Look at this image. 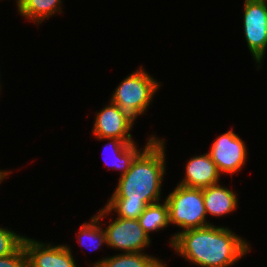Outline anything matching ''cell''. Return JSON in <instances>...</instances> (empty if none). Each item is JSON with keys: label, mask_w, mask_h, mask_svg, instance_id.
<instances>
[{"label": "cell", "mask_w": 267, "mask_h": 267, "mask_svg": "<svg viewBox=\"0 0 267 267\" xmlns=\"http://www.w3.org/2000/svg\"><path fill=\"white\" fill-rule=\"evenodd\" d=\"M62 0H22L17 6L18 13L37 25L56 13H62Z\"/></svg>", "instance_id": "14"}, {"label": "cell", "mask_w": 267, "mask_h": 267, "mask_svg": "<svg viewBox=\"0 0 267 267\" xmlns=\"http://www.w3.org/2000/svg\"><path fill=\"white\" fill-rule=\"evenodd\" d=\"M101 220V216L94 215L90 222H85L80 226L77 235L79 245L85 246L88 250H98L99 247H102L101 245H107L105 231L102 228V223H100Z\"/></svg>", "instance_id": "16"}, {"label": "cell", "mask_w": 267, "mask_h": 267, "mask_svg": "<svg viewBox=\"0 0 267 267\" xmlns=\"http://www.w3.org/2000/svg\"><path fill=\"white\" fill-rule=\"evenodd\" d=\"M11 173L12 172L7 171V170H0V184H1V181H3L5 178H7V176Z\"/></svg>", "instance_id": "20"}, {"label": "cell", "mask_w": 267, "mask_h": 267, "mask_svg": "<svg viewBox=\"0 0 267 267\" xmlns=\"http://www.w3.org/2000/svg\"><path fill=\"white\" fill-rule=\"evenodd\" d=\"M45 243L25 236L23 246L28 267H77L70 246Z\"/></svg>", "instance_id": "8"}, {"label": "cell", "mask_w": 267, "mask_h": 267, "mask_svg": "<svg viewBox=\"0 0 267 267\" xmlns=\"http://www.w3.org/2000/svg\"><path fill=\"white\" fill-rule=\"evenodd\" d=\"M0 267H27V256L22 245L15 253L0 258Z\"/></svg>", "instance_id": "19"}, {"label": "cell", "mask_w": 267, "mask_h": 267, "mask_svg": "<svg viewBox=\"0 0 267 267\" xmlns=\"http://www.w3.org/2000/svg\"><path fill=\"white\" fill-rule=\"evenodd\" d=\"M104 229L106 244L121 253L143 252L150 245L151 238L140 226L138 219L115 217Z\"/></svg>", "instance_id": "7"}, {"label": "cell", "mask_w": 267, "mask_h": 267, "mask_svg": "<svg viewBox=\"0 0 267 267\" xmlns=\"http://www.w3.org/2000/svg\"><path fill=\"white\" fill-rule=\"evenodd\" d=\"M184 168V178L179 181L181 186L203 189L220 183L221 174L208 152L190 158Z\"/></svg>", "instance_id": "10"}, {"label": "cell", "mask_w": 267, "mask_h": 267, "mask_svg": "<svg viewBox=\"0 0 267 267\" xmlns=\"http://www.w3.org/2000/svg\"><path fill=\"white\" fill-rule=\"evenodd\" d=\"M170 245L188 263L200 267H231L251 249L230 228L213 224L179 231L172 235Z\"/></svg>", "instance_id": "1"}, {"label": "cell", "mask_w": 267, "mask_h": 267, "mask_svg": "<svg viewBox=\"0 0 267 267\" xmlns=\"http://www.w3.org/2000/svg\"><path fill=\"white\" fill-rule=\"evenodd\" d=\"M163 260L145 252L119 253L94 262L92 267H163Z\"/></svg>", "instance_id": "13"}, {"label": "cell", "mask_w": 267, "mask_h": 267, "mask_svg": "<svg viewBox=\"0 0 267 267\" xmlns=\"http://www.w3.org/2000/svg\"><path fill=\"white\" fill-rule=\"evenodd\" d=\"M204 206L207 215L221 217L228 215L238 206V197L234 191L220 183L203 188Z\"/></svg>", "instance_id": "12"}, {"label": "cell", "mask_w": 267, "mask_h": 267, "mask_svg": "<svg viewBox=\"0 0 267 267\" xmlns=\"http://www.w3.org/2000/svg\"><path fill=\"white\" fill-rule=\"evenodd\" d=\"M246 143L233 129L218 136L208 151L220 174L240 172L247 161Z\"/></svg>", "instance_id": "6"}, {"label": "cell", "mask_w": 267, "mask_h": 267, "mask_svg": "<svg viewBox=\"0 0 267 267\" xmlns=\"http://www.w3.org/2000/svg\"><path fill=\"white\" fill-rule=\"evenodd\" d=\"M0 227V258L15 253L22 245L25 236Z\"/></svg>", "instance_id": "18"}, {"label": "cell", "mask_w": 267, "mask_h": 267, "mask_svg": "<svg viewBox=\"0 0 267 267\" xmlns=\"http://www.w3.org/2000/svg\"><path fill=\"white\" fill-rule=\"evenodd\" d=\"M149 136L146 145L140 149H138L136 142H125L116 138H98L99 141L110 140L103 150L106 152L111 148V155L113 156H111L112 158L109 157L110 160L105 158V164L110 166L111 169L120 170V176H123L130 169L136 156L155 138L153 134Z\"/></svg>", "instance_id": "11"}, {"label": "cell", "mask_w": 267, "mask_h": 267, "mask_svg": "<svg viewBox=\"0 0 267 267\" xmlns=\"http://www.w3.org/2000/svg\"><path fill=\"white\" fill-rule=\"evenodd\" d=\"M15 1H16V4H17L16 6H18L21 3L22 0H15Z\"/></svg>", "instance_id": "21"}, {"label": "cell", "mask_w": 267, "mask_h": 267, "mask_svg": "<svg viewBox=\"0 0 267 267\" xmlns=\"http://www.w3.org/2000/svg\"><path fill=\"white\" fill-rule=\"evenodd\" d=\"M243 11L245 41L259 69L267 50V0H245Z\"/></svg>", "instance_id": "5"}, {"label": "cell", "mask_w": 267, "mask_h": 267, "mask_svg": "<svg viewBox=\"0 0 267 267\" xmlns=\"http://www.w3.org/2000/svg\"><path fill=\"white\" fill-rule=\"evenodd\" d=\"M140 226L150 238V232L163 230L169 226V208L167 202L148 205L138 218Z\"/></svg>", "instance_id": "15"}, {"label": "cell", "mask_w": 267, "mask_h": 267, "mask_svg": "<svg viewBox=\"0 0 267 267\" xmlns=\"http://www.w3.org/2000/svg\"><path fill=\"white\" fill-rule=\"evenodd\" d=\"M165 141L155 137L134 159L130 169L118 179L107 202H162V181L166 174Z\"/></svg>", "instance_id": "2"}, {"label": "cell", "mask_w": 267, "mask_h": 267, "mask_svg": "<svg viewBox=\"0 0 267 267\" xmlns=\"http://www.w3.org/2000/svg\"><path fill=\"white\" fill-rule=\"evenodd\" d=\"M164 200L169 208V224L182 231L213 224L207 221L202 189L177 184Z\"/></svg>", "instance_id": "4"}, {"label": "cell", "mask_w": 267, "mask_h": 267, "mask_svg": "<svg viewBox=\"0 0 267 267\" xmlns=\"http://www.w3.org/2000/svg\"><path fill=\"white\" fill-rule=\"evenodd\" d=\"M135 121L126 115L115 103H110L96 114L92 134L98 139L116 138L135 142L131 133Z\"/></svg>", "instance_id": "9"}, {"label": "cell", "mask_w": 267, "mask_h": 267, "mask_svg": "<svg viewBox=\"0 0 267 267\" xmlns=\"http://www.w3.org/2000/svg\"><path fill=\"white\" fill-rule=\"evenodd\" d=\"M147 206L145 202H107L96 216H101L104 219L108 214L116 212L119 218L138 219Z\"/></svg>", "instance_id": "17"}, {"label": "cell", "mask_w": 267, "mask_h": 267, "mask_svg": "<svg viewBox=\"0 0 267 267\" xmlns=\"http://www.w3.org/2000/svg\"><path fill=\"white\" fill-rule=\"evenodd\" d=\"M157 79L139 67L126 76L113 91L110 98L126 115L136 121L137 117L147 111L153 96L162 86Z\"/></svg>", "instance_id": "3"}]
</instances>
